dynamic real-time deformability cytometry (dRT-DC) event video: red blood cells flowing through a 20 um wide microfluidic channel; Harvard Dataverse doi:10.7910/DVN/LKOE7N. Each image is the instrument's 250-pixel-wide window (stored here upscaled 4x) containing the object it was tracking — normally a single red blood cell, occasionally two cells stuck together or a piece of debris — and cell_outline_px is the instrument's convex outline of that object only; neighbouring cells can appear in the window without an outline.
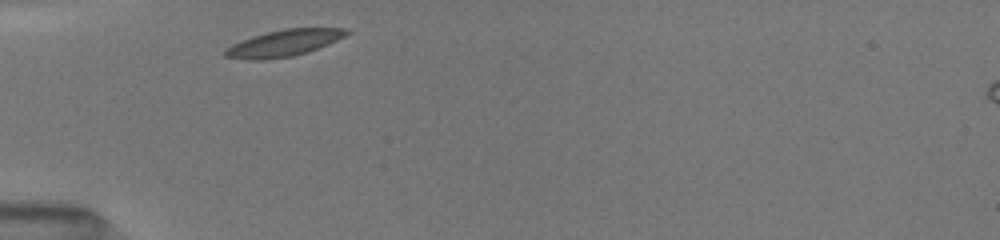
{"species": "common noctule bat (a hibernating species)", "species_latin": "Nyctalus noctula", "temperature_condition": "room temperature", "stored_images_in_passage": 29, "camera_frame_rate_fps": 3000, "um_per_image_px": 0.085, "animal": {"sex": "female", "body_mass_g": 19.5, "forearm_length_mm": 54.1}, "frame": {"image": 1, "passage_image": 1, "time_ms": 0.0, "image_size_px": [1000, 240], "cell_outline_px": [[352, 32], [336, 40], [316, 48], [292, 56], [268, 60], [248, 60], [224, 56], [224, 52], [232, 44], [252, 36], [284, 28], [348, 28]], "centroid_in_image_um": [24.12, 3.66], "position_along_channel_um": 60.9, "area_um2": 18.55}}
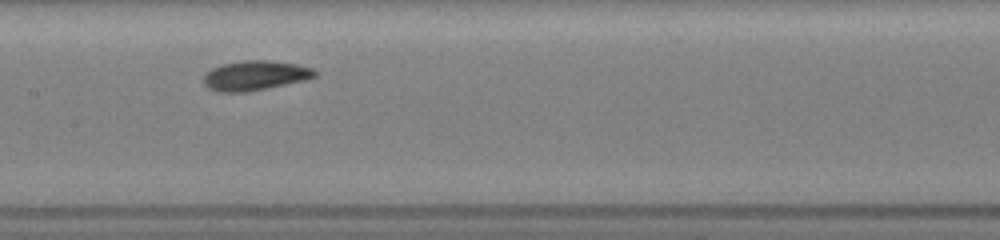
{"frame": {"image": 2, "passage_image": 11, "time_ms": 3.333, "image_size_px": [1000, 240], "cell_outline_px": [[316, 76], [304, 80], [268, 88], [248, 92], [220, 92], [208, 88], [204, 84], [204, 76], [212, 68], [224, 64], [240, 60], [272, 60], [296, 64], [312, 68], [316, 72]], "centroid_in_image_um": [21.68, 6.42], "position_along_channel_um": 185.7, "area_um2": 19.19}}
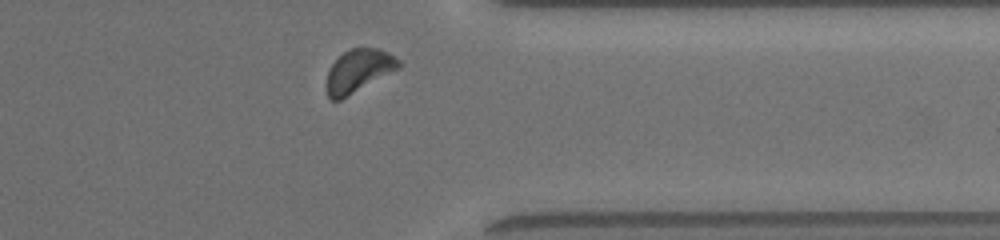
{"frame": {"image": 3, "passage_image": 26, "time_ms": 8.333, "image_size_px": [1000, 240], "cell_outline_px": [[404, 64], [400, 68], [340, 100], [332, 100], [328, 96], [324, 84], [328, 72], [332, 64], [344, 52], [352, 48], [380, 48], [388, 52], [400, 60]], "centroid_in_image_um": [30.49, 6.02], "position_along_channel_um": 380.9, "area_um2": 18.15}, "authors_computed_cell_mechanics": {"area_um2": 18.1492, "velocity_mm_per_s": 3.9809, "shape_relaxation_time_tau1_ms": 1.6044, "shape_relaxation_time_tau2_ms": 4.7298, "deformation_change_tau1": 0.0804, "deformation_change_tau2": 0.0943}}